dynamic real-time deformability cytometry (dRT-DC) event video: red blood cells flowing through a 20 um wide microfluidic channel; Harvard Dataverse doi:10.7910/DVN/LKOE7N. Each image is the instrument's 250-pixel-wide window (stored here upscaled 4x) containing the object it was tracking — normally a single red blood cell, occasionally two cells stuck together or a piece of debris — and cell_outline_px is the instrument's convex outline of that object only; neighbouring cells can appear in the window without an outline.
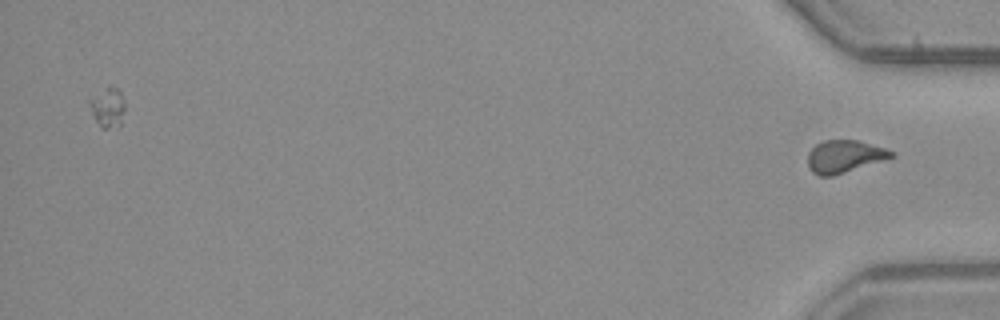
{"species": "common noctule bat (a hibernating species)", "species_latin": "Nyctalus noctula", "temperature_condition": "warm", "stored_images_in_passage": 40, "camera_frame_rate_fps": 3000, "um_per_image_px": 0.085, "animal": {"sex": "male", "body_mass_g": 23.1, "forearm_length_mm": 52.7}, "frame": {"image": 1, "passage_image": 40, "time_ms": 13.0, "image_size_px": [1000, 320], "cell_outline_px": [[896, 156], [832, 176], [820, 176], [812, 172], [808, 164], [808, 152], [816, 144], [824, 140], [856, 140], [884, 148], [896, 152]], "centroid_in_image_um": [71.77, 13.29], "position_along_channel_um": 363.4, "area_um2": 15.66}}